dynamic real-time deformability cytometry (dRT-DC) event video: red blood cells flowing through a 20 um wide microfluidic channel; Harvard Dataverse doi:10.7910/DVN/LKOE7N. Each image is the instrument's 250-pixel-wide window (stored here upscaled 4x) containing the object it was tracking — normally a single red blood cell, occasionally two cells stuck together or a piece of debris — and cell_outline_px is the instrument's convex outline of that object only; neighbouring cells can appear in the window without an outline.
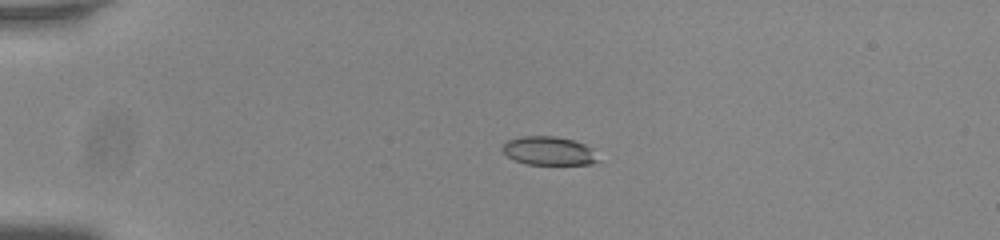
{"species": "common noctule bat (a hibernating species)", "species_latin": "Nyctalus noctula", "temperature_condition": "room temperature", "stored_images_in_passage": 43, "camera_frame_rate_fps": 3000, "um_per_image_px": 0.085, "animal": {"sex": "male", "body_mass_g": 20.0, "forearm_length_mm": 53.3}, "frame": {"image": 1, "passage_image": 1, "time_ms": 0.0, "image_size_px": [1000, 240], "cell_outline_px": [[600, 160], [592, 164], [528, 164], [516, 160], [508, 156], [500, 148], [508, 140], [520, 136], [556, 136], [572, 140], [584, 144], [592, 148]], "centroid_in_image_um": [46.67, 12.82], "position_along_channel_um": 38.3, "area_um2": 15.9}}
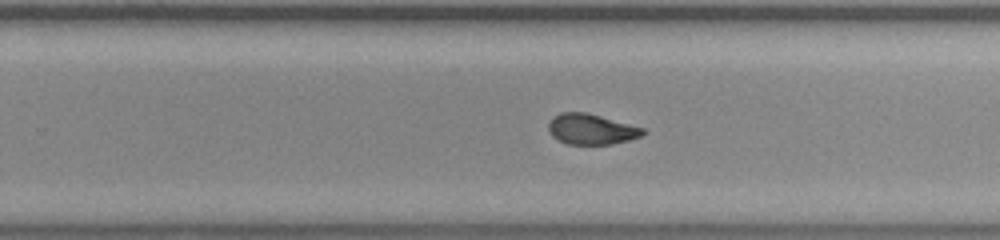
{"frame": {"image": 2, "passage_image": 24, "time_ms": 7.667, "image_size_px": [1000, 240], "cell_outline_px": [[644, 132], [640, 136], [628, 140], [612, 144], [568, 144], [552, 136], [548, 128], [548, 124], [552, 116], [560, 112], [588, 112], [644, 128]], "centroid_in_image_um": [50.23, 10.96], "position_along_channel_um": 279.6, "area_um2": 16.76}}
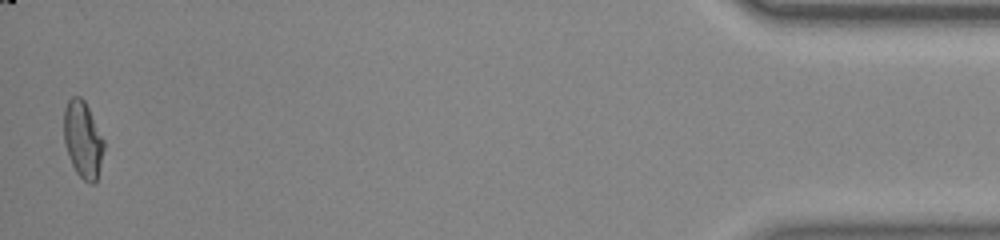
{"frame": {"image": 3, "passage_image": 42, "time_ms": 13.667, "image_size_px": [1000, 240], "cell_outline_px": [[104, 148], [96, 180], [92, 184], [88, 184], [76, 172], [68, 156], [64, 144], [64, 108], [68, 100], [72, 96], [80, 96], [84, 100], [104, 140]], "centroid_in_image_um": [7.02, 11.85], "position_along_channel_um": 428.2, "area_um2": 17.74}, "authors_computed_cell_mechanics": {"area_um2": 17.1666, "velocity_mm_per_s": 3.813, "shape_relaxation_time_tau1_ms": 8.1139, "shape_relaxation_time_tau2_ms": 1.0668, "deformation_change_tau1": 0.2326, "deformation_change_tau2": 0.0677}}